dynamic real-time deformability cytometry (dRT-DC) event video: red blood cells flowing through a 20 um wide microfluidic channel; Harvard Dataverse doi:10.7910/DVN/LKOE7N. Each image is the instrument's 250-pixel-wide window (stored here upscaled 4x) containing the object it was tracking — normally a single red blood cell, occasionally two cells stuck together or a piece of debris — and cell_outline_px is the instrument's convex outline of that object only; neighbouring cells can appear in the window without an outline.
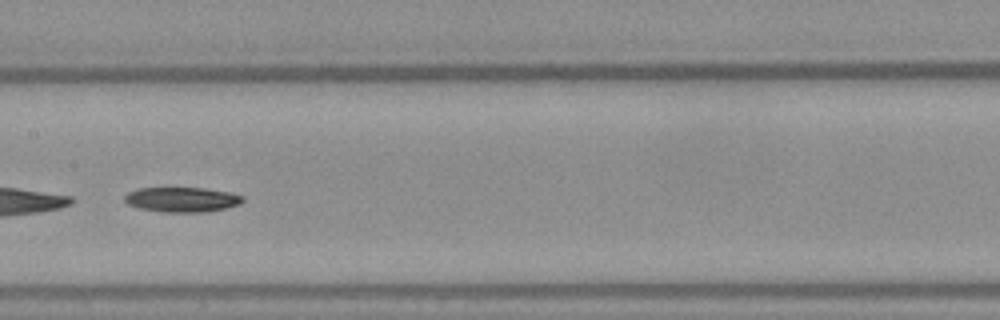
{"species": "Egyptian fruit bat (a non-hibernating species)", "species_latin": "Rousettus aegyptiacus", "temperature_condition": "warm", "stored_images_in_passage": 50, "segment_of_instrument_passage": [2, 2], "camera_frame_rate_fps": 3000, "um_per_image_px": 0.085, "frame": {"image": 1, "passage_image": 26, "time_ms": 8.333, "image_size_px": [1000, 320], "cell_outline_px": [[244, 200], [240, 204], [228, 208], [204, 212], [164, 212], [140, 208], [128, 204], [124, 200], [124, 196], [128, 192], [136, 188], [204, 188], [228, 192], [244, 196]], "centroid_in_image_um": [15.48, 16.96], "position_along_channel_um": 191.9, "area_um2": 17.17}}
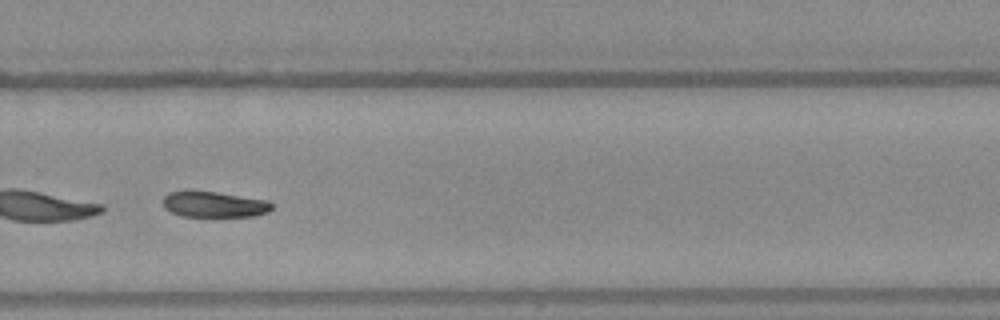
{"frame": {"image": 2, "passage_image": 35, "time_ms": 11.333, "image_size_px": [1000, 320], "cell_outline_px": [[272, 208], [268, 212], [256, 216], [180, 216], [164, 208], [164, 196], [168, 192], [188, 188], [216, 192], [268, 200], [272, 204]], "centroid_in_image_um": [18.15, 17.34], "position_along_channel_um": 311.6, "area_um2": 16.76}}